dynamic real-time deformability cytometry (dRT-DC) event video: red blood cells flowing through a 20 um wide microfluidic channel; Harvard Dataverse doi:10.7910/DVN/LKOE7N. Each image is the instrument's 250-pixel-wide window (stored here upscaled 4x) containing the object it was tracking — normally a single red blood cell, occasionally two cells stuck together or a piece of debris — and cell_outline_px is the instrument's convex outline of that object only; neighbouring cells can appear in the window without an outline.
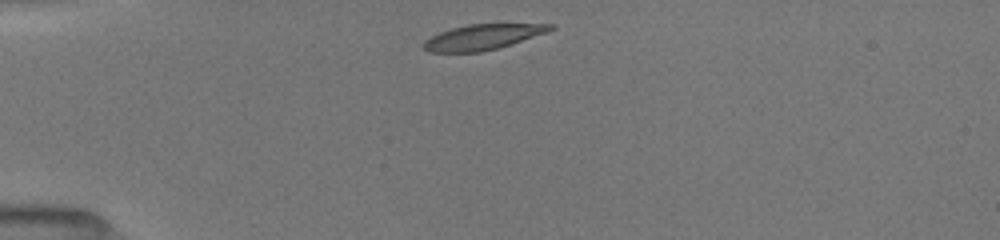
{"species": "common noctule bat (a hibernating species)", "species_latin": "Nyctalus noctula", "temperature_condition": "room temperature", "stored_images_in_passage": 30, "camera_frame_rate_fps": 3000, "um_per_image_px": 0.085, "animal": {"sex": "female", "body_mass_g": 19.5, "forearm_length_mm": 54.1}, "frame": {"image": 1, "passage_image": 1, "time_ms": 0.0, "image_size_px": [1000, 240], "cell_outline_px": [[556, 28], [548, 32], [512, 44], [480, 52], [428, 52], [420, 44], [424, 40], [440, 32], [452, 28], [468, 24], [556, 24]], "centroid_in_image_um": [41.03, 3.14], "position_along_channel_um": 44.0, "area_um2": 18.79}}
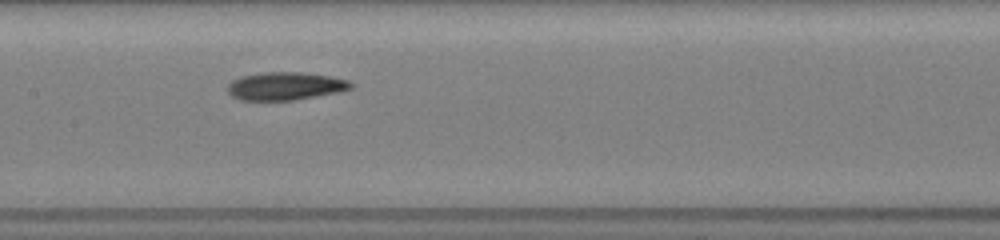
{"frame": {"image": 2, "passage_image": 12, "time_ms": 4.333, "image_size_px": [1000, 240], "cell_outline_px": [[352, 88], [340, 92], [292, 100], [240, 100], [232, 96], [228, 92], [228, 84], [232, 80], [240, 76], [260, 72], [300, 72], [328, 76], [348, 80], [352, 84]], "centroid_in_image_um": [24.22, 7.31], "position_along_channel_um": 183.2, "area_um2": 20.06}}
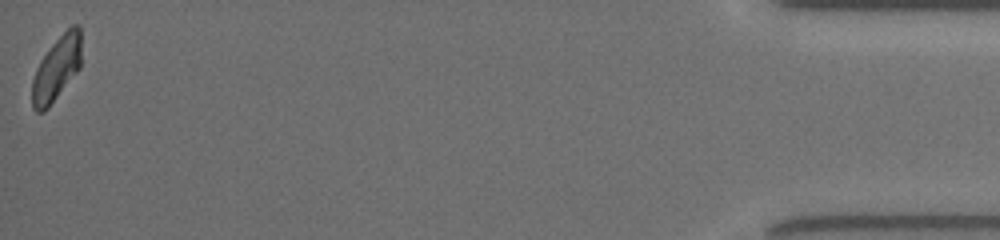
{"frame": {"image": 3, "passage_image": 30, "time_ms": 12.667, "image_size_px": [1000, 240], "cell_outline_px": [[80, 68], [48, 108], [44, 112], [36, 112], [32, 108], [32, 80], [36, 68], [40, 60], [52, 44], [72, 24], [80, 24]], "centroid_in_image_um": [4.79, 5.84], "position_along_channel_um": 430.4, "area_um2": 18.38}, "authors_computed_cell_mechanics": {"area_um2": 19.6809, "velocity_mm_per_s": 3.9843, "shape_relaxation_time_tau1_ms": 3.563, "shape_relaxation_time_tau2_ms": 4.019, "deformation_change_tau1": 0.1243, "deformation_change_tau2": 0.0996}}